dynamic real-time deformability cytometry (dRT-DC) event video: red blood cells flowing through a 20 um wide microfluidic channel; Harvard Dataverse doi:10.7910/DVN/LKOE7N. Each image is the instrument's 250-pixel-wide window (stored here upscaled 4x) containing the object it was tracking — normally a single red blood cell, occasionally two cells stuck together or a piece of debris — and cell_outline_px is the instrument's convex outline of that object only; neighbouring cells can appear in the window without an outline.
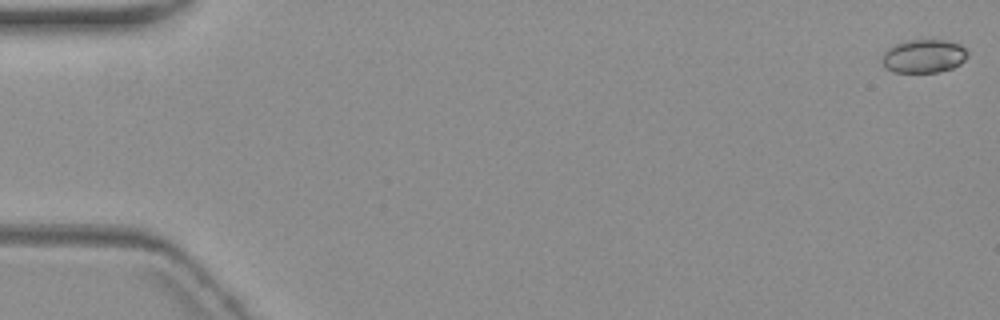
{"species": "common noctule bat (a hibernating species)", "species_latin": "Nyctalus noctula", "temperature_condition": "warm", "stored_images_in_passage": 6, "camera_frame_rate_fps": 3000, "um_per_image_px": 0.085, "animal": {"sex": "female", "body_mass_g": 19.3, "forearm_length_mm": 54.1}, "frame": {"image": 1, "passage_image": 1, "time_ms": 0.0, "image_size_px": [1000, 320], "cell_outline_px": [[968, 56], [960, 64], [952, 68], [936, 72], [892, 72], [884, 68], [880, 60], [880, 56], [888, 48], [896, 44], [908, 40], [948, 40], [960, 44], [968, 52]], "centroid_in_image_um": [78.48, 4.77], "position_along_channel_um": 6.5, "area_um2": 16.88}}
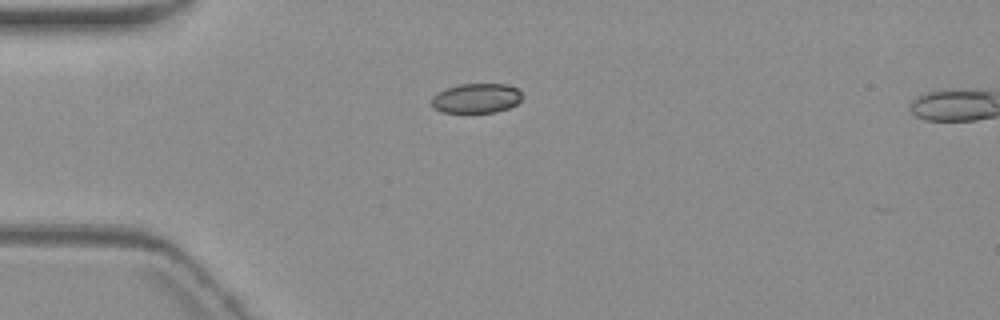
{"frame": {"image": 2, "passage_image": 5, "time_ms": 5.0, "image_size_px": [1000, 320], "cell_outline_px": [[520, 100], [516, 104], [508, 108], [496, 112], [440, 112], [432, 108], [432, 96], [448, 88], [460, 84], [508, 84], [520, 88]], "centroid_in_image_um": [40.5, 8.35], "position_along_channel_um": 44.5, "area_um2": 15.61}}